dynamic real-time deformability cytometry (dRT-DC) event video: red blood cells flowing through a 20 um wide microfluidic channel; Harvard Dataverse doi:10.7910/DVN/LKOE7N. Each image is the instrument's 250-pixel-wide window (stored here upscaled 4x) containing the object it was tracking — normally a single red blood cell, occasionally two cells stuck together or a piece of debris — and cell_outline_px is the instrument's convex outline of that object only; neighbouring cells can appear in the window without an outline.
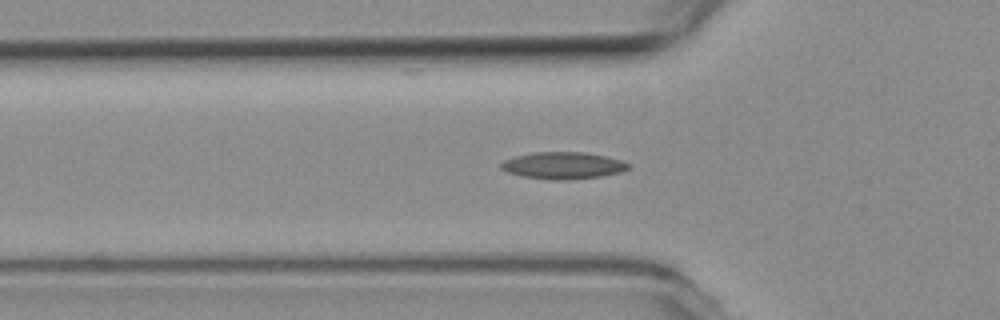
{"species": "common noctule bat (a hibernating species)", "species_latin": "Nyctalus noctula", "temperature_condition": "room temperature", "stored_images_in_passage": 42, "camera_frame_rate_fps": 3000, "um_per_image_px": 0.085, "animal": {"sex": "female", "body_mass_g": 19.3, "forearm_length_mm": 54.1}, "frame": {"image": 1, "passage_image": 5, "time_ms": 1.333, "image_size_px": [1000, 320], "cell_outline_px": [[632, 168], [624, 172], [600, 176], [568, 180], [552, 180], [520, 176], [508, 172], [500, 168], [500, 164], [504, 160], [516, 156], [532, 152], [584, 152], [624, 160]], "centroid_in_image_um": [47.89, 14.07], "position_along_channel_um": 77.9, "area_um2": 20.17}}
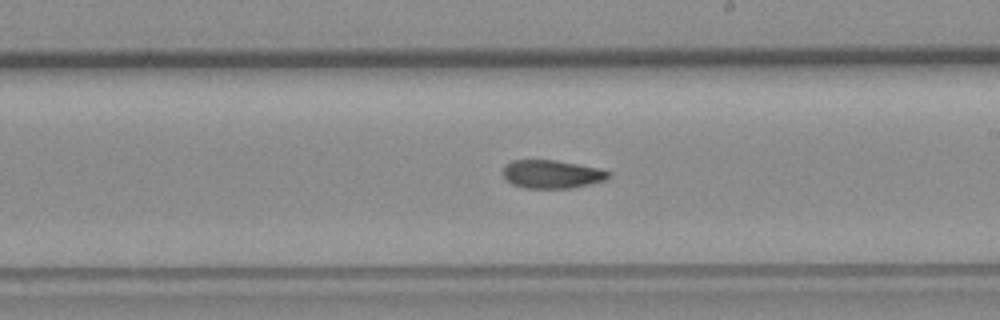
{"frame": {"image": 2, "passage_image": 18, "time_ms": 5.667, "image_size_px": [1000, 320], "cell_outline_px": [[612, 176], [608, 180], [572, 188], [524, 188], [512, 184], [504, 176], [504, 164], [512, 160], [556, 160], [600, 168], [612, 172]], "centroid_in_image_um": [46.97, 14.8], "position_along_channel_um": 242.0, "area_um2": 17.63}}
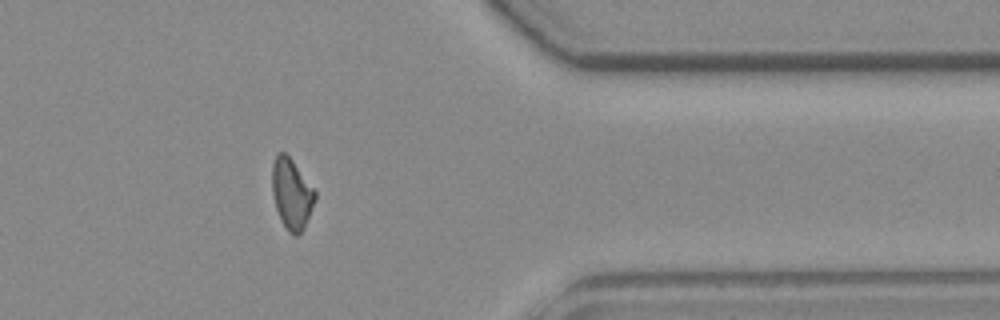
{"frame": {"image": 3, "passage_image": 31, "time_ms": 10.0, "image_size_px": [1000, 320], "cell_outline_px": [[316, 196], [304, 228], [296, 236], [288, 232], [280, 220], [276, 208], [272, 192], [272, 164], [276, 156], [280, 152], [284, 152], [292, 160], [316, 192]], "centroid_in_image_um": [24.77, 16.49], "position_along_channel_um": 386.6, "area_um2": 17.34}, "authors_computed_cell_mechanics": {"area_um2": 17.8891, "velocity_mm_per_s": 3.7801, "shape_relaxation_time_tau1_ms": null, "shape_relaxation_time_tau2_ms": 4.4352, "deformation_change_tau1": null, "deformation_change_tau2": 0.098}}